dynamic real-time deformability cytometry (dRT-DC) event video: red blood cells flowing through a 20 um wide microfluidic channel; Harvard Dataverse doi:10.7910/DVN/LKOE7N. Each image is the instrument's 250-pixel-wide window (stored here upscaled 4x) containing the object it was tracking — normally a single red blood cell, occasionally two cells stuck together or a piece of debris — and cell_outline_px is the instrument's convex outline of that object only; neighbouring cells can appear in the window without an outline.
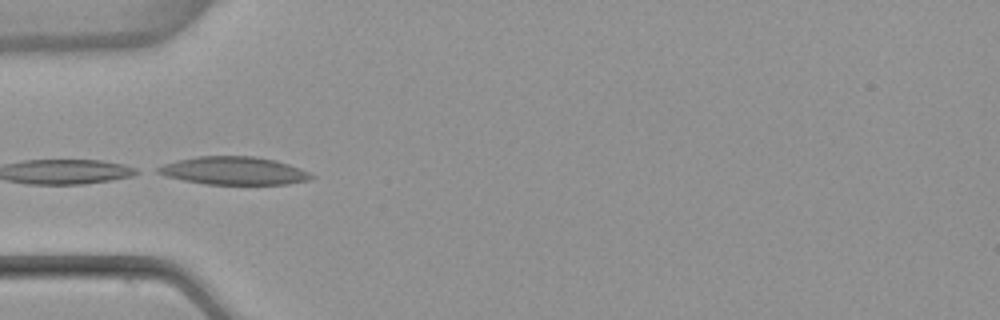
{"species": "common noctule bat (a hibernating species)", "species_latin": "Nyctalus noctula", "temperature_condition": "warm", "stored_images_in_passage": 34, "camera_frame_rate_fps": 3000, "um_per_image_px": 0.085, "animal": {"sex": "female", "body_mass_g": 22.7, "forearm_length_mm": 54.2}, "frame": {"image": 1, "passage_image": 1, "time_ms": 0.0, "image_size_px": [1000, 320], "cell_outline_px": [[316, 176], [308, 180], [288, 184], [208, 184], [184, 180], [168, 176], [156, 172], [156, 168], [164, 164], [176, 160], [196, 156], [252, 156], [276, 160], [300, 168]], "centroid_in_image_um": [19.89, 14.5], "position_along_channel_um": 65.1, "area_um2": 24.85}, "authors_computed_cell_mechanics": {"area_um2": 18.9584, "velocity_mm_per_s": 3.836, "shape_relaxation_time_tau1_ms": 6.1855, "shape_relaxation_time_tau2_ms": 4.8881, "deformation_change_tau1": 0.1529, "deformation_change_tau2": 0.1259}}